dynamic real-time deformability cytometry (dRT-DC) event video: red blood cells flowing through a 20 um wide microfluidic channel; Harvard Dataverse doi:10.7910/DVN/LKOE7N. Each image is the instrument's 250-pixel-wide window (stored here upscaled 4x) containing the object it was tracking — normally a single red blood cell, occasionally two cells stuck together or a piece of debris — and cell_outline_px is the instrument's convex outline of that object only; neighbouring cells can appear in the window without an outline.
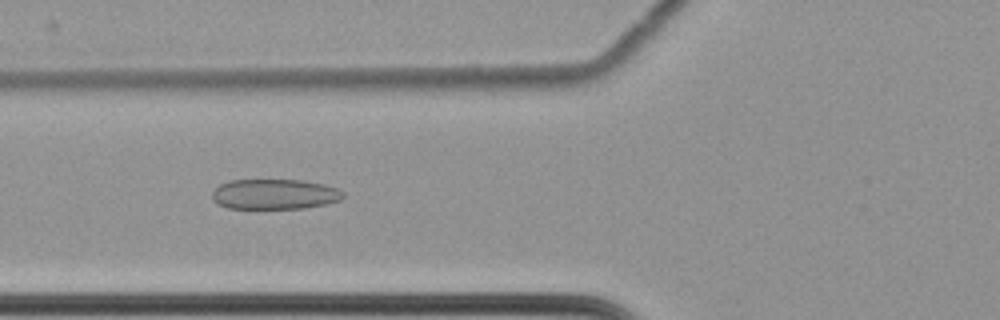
{"species": "common noctule bat (a hibernating species)", "species_latin": "Nyctalus noctula", "temperature_condition": "cold", "stored_images_in_passage": 61, "camera_frame_rate_fps": 3000, "um_per_image_px": 0.085, "animal": {"sex": "female", "body_mass_g": 22.7, "forearm_length_mm": 54.2}, "frame": {"image": 1, "passage_image": 25, "time_ms": 8.0, "image_size_px": [1000, 320], "cell_outline_px": [[344, 196], [340, 200], [328, 204], [304, 208], [228, 208], [212, 200], [212, 192], [220, 184], [228, 180], [304, 180], [324, 184], [336, 188], [344, 192]], "centroid_in_image_um": [23.36, 16.5], "position_along_channel_um": 102.4, "area_um2": 23.12}}
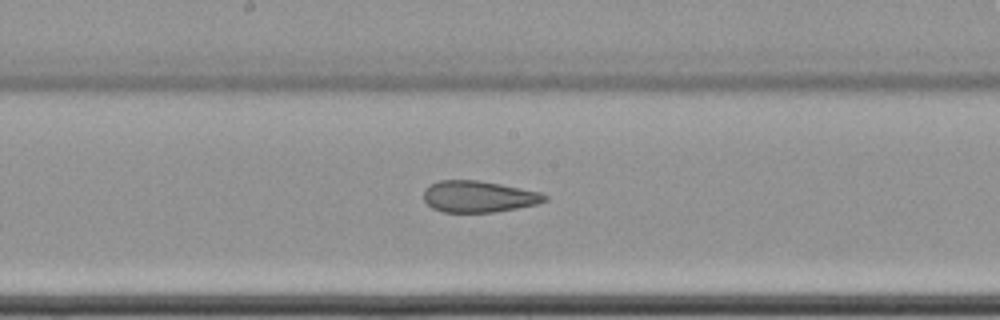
{"frame": {"image": 2, "passage_image": 34, "time_ms": 11.0, "image_size_px": [1000, 320], "cell_outline_px": [[548, 200], [536, 204], [516, 208], [492, 212], [440, 212], [432, 208], [424, 200], [424, 192], [432, 184], [440, 180], [480, 180], [540, 192], [548, 196]], "centroid_in_image_um": [40.69, 16.71], "position_along_channel_um": 207.5, "area_um2": 22.02}}
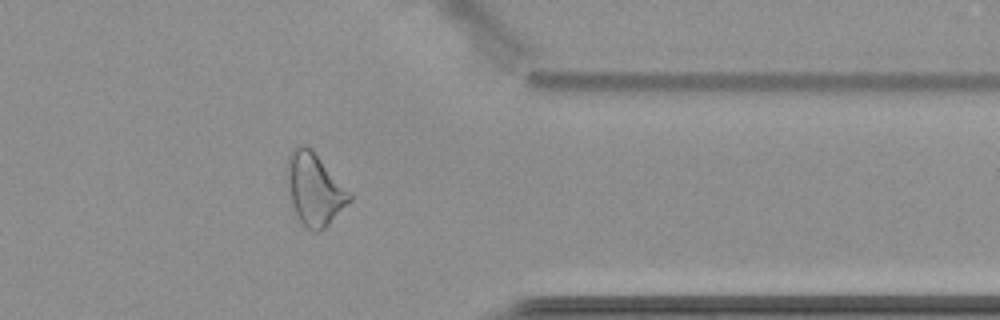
{"frame": {"image": 3, "passage_image": 50, "time_ms": 16.333, "image_size_px": [1000, 320], "cell_outline_px": [[352, 200], [320, 232], [316, 232], [308, 228], [300, 220], [292, 204], [284, 164], [288, 156], [300, 144], [304, 144], [312, 148], [352, 192]], "centroid_in_image_um": [26.75, 16.03], "position_along_channel_um": 384.6, "area_um2": 26.41}, "authors_computed_cell_mechanics": {"area_um2": 27.455, "velocity_mm_per_s": 3.4921, "shape_relaxation_time_tau1_ms": null, "shape_relaxation_time_tau2_ms": 1.6401, "deformation_change_tau1": null, "deformation_change_tau2": 0.0974}}